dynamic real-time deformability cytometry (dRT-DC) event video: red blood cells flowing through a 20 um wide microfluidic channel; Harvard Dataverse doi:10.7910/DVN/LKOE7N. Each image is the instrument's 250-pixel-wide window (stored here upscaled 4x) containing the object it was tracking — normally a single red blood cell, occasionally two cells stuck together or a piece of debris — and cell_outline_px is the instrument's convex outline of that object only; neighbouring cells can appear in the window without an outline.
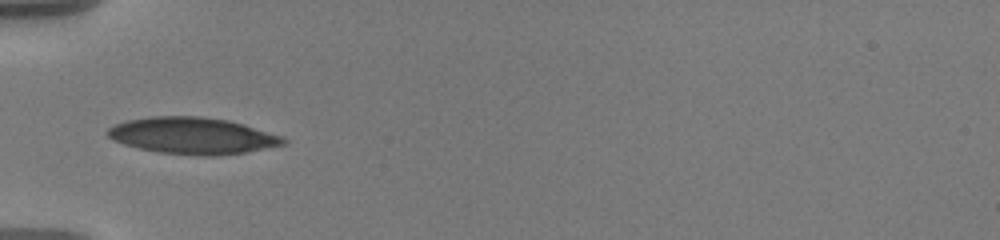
{"species": "human", "species_latin": "Homo sapiens", "temperature_condition": "warm", "stored_images_in_passage": 14, "camera_frame_rate_fps": 3000, "um_per_image_px": 0.085, "donor": {"sex": "male"}, "frame": {"image": 1, "passage_image": 1, "time_ms": 0.0, "image_size_px": [1000, 240], "cell_outline_px": [[288, 140], [284, 144], [244, 152], [216, 156], [196, 156], [160, 152], [140, 148], [124, 144], [112, 140], [104, 132], [108, 128], [116, 124], [128, 120], [148, 116], [200, 116], [228, 120], [244, 124], [284, 136]], "centroid_in_image_um": [16.36, 11.53], "position_along_channel_um": 68.6, "area_um2": 37.57}}
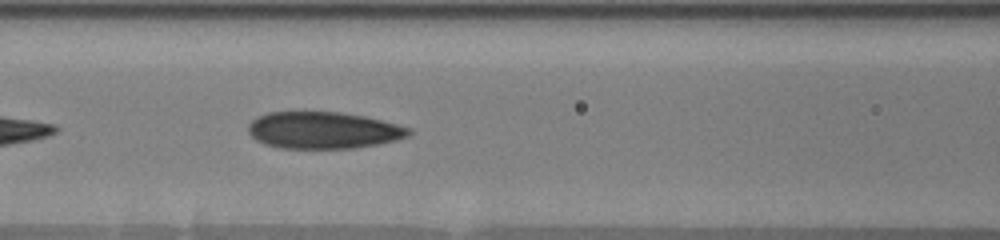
{"frame": {"image": 2, "passage_image": 8, "time_ms": 2.0, "image_size_px": [1000, 240], "cell_outline_px": [[412, 132], [408, 136], [396, 140], [380, 144], [356, 148], [280, 148], [264, 144], [256, 140], [248, 132], [248, 124], [256, 116], [268, 112], [340, 112], [364, 116], [412, 128]], "centroid_in_image_um": [27.47, 11.07], "position_along_channel_um": 139.1, "area_um2": 34.62}}
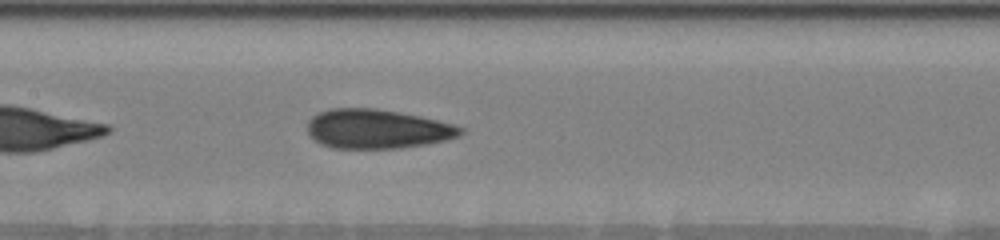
{"frame": {"image": 3, "passage_image": 12, "time_ms": 3.0, "image_size_px": [1000, 240], "cell_outline_px": [[464, 132], [460, 136], [448, 140], [424, 144], [396, 148], [332, 148], [320, 144], [312, 140], [308, 136], [308, 120], [312, 116], [328, 108], [376, 108], [400, 112], [420, 116], [456, 124], [464, 128]], "centroid_in_image_um": [32.06, 10.95], "position_along_channel_um": 175.3, "area_um2": 35.43}}